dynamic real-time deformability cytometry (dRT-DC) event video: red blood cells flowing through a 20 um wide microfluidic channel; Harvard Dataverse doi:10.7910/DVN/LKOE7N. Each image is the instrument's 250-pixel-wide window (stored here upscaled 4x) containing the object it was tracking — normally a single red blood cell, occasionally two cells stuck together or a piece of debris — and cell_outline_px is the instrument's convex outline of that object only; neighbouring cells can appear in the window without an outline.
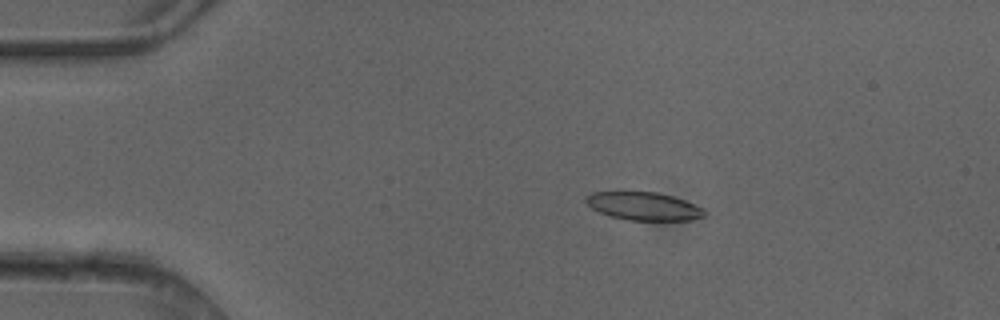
{"species": "common noctule bat (a hibernating species)", "species_latin": "Nyctalus noctula", "temperature_condition": "cold", "stored_images_in_passage": 4, "camera_frame_rate_fps": 3000, "um_per_image_px": 0.085, "animal": {"sex": "female"}, "frame": {"image": 1, "passage_image": 2, "time_ms": 0.333, "image_size_px": [1000, 320], "cell_outline_px": [[708, 212], [704, 216], [688, 220], [628, 220], [608, 216], [592, 208], [584, 200], [584, 196], [592, 192], [660, 192], [684, 200], [704, 208]], "centroid_in_image_um": [54.71, 17.52], "position_along_channel_um": 30.3, "area_um2": 19.48}}
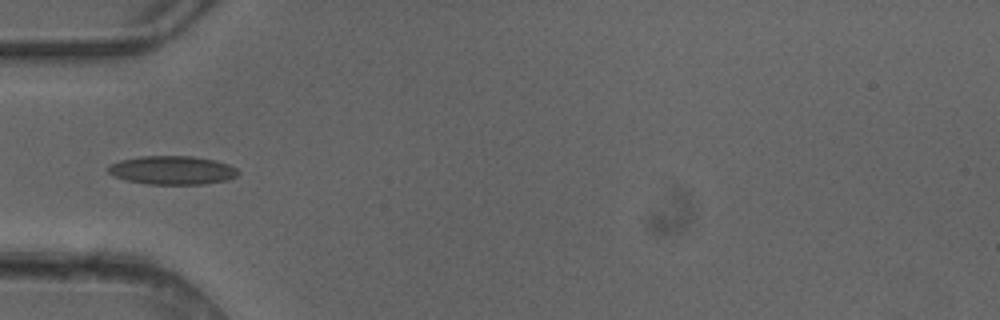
{"frame": {"image": 2, "passage_image": 4, "time_ms": 1.0, "image_size_px": [1000, 320], "cell_outline_px": [[240, 172], [236, 176], [228, 180], [204, 184], [148, 184], [128, 180], [112, 176], [108, 172], [108, 168], [112, 164], [120, 160], [140, 156], [192, 156], [216, 160], [228, 164], [236, 168]], "centroid_in_image_um": [14.67, 14.46], "position_along_channel_um": 70.3, "area_um2": 21.68}}